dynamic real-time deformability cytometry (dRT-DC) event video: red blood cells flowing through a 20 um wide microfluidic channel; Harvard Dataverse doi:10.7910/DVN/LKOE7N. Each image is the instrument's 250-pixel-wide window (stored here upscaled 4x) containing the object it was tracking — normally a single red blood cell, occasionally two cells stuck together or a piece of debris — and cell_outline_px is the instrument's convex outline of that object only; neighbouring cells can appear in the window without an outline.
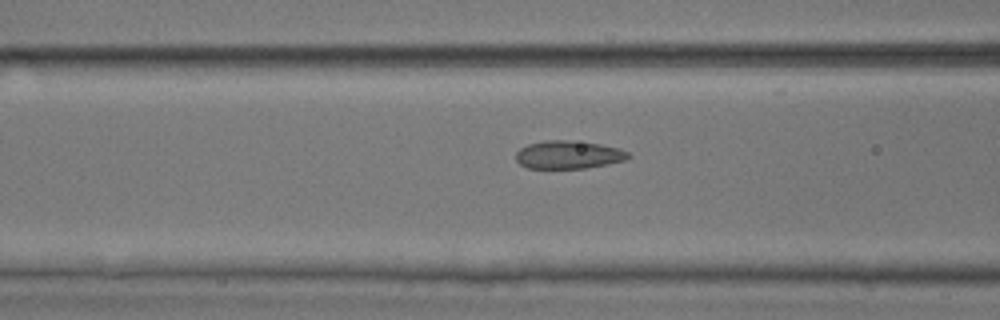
{"species": "common noctule bat (a hibernating species)", "species_latin": "Nyctalus noctula", "temperature_condition": "room temperature", "stored_images_in_passage": 14, "camera_frame_rate_fps": 3000, "um_per_image_px": 0.085, "animal": {"sex": "male", "body_mass_g": 17.9, "forearm_length_mm": 54.2}, "frame": {"image": 1, "passage_image": 12, "time_ms": 3.667, "image_size_px": [1000, 320], "cell_outline_px": [[632, 156], [624, 160], [608, 164], [584, 168], [528, 168], [520, 164], [516, 160], [516, 152], [520, 148], [528, 144], [544, 140], [564, 140], [600, 144], [620, 148], [628, 152]], "centroid_in_image_um": [48.31, 13.15], "position_along_channel_um": 118.3, "area_um2": 18.32}}